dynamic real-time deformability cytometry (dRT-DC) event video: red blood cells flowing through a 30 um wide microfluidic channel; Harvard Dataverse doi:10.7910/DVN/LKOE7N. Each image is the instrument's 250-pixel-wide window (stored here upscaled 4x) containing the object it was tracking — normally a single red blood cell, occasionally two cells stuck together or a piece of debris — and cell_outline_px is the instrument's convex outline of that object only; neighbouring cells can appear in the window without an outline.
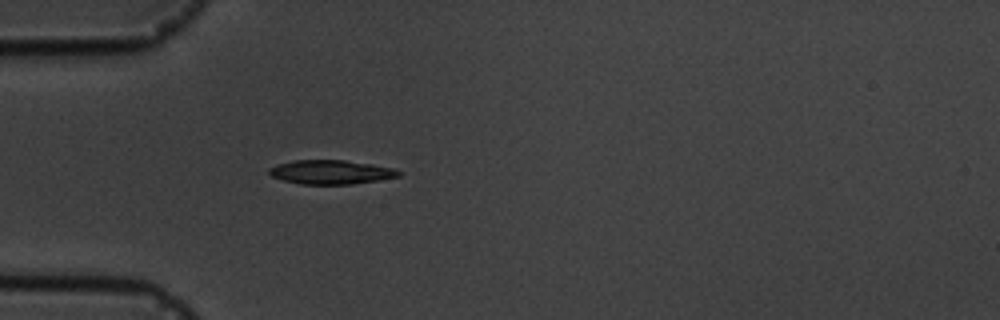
{"species": "common noctule bat (a hibernating species)", "species_latin": "Nyctalus noctula", "temperature_condition": "cold", "stored_images_in_passage": 3, "camera_frame_rate_fps": 3000, "um_per_image_px": 0.085, "animal": {"sex": "male", "body_mass_g": 19.5, "forearm_length_mm": 54.6}, "frame": {"image": 1, "passage_image": 3, "time_ms": 3.333, "image_size_px": [1000, 320], "cell_outline_px": [[400, 176], [352, 184], [300, 184], [284, 180], [272, 176], [268, 172], [268, 168], [276, 164], [292, 160], [344, 160], [372, 164], [396, 168], [400, 172]], "centroid_in_image_um": [28.11, 14.62], "position_along_channel_um": 56.9, "area_um2": 18.15}}